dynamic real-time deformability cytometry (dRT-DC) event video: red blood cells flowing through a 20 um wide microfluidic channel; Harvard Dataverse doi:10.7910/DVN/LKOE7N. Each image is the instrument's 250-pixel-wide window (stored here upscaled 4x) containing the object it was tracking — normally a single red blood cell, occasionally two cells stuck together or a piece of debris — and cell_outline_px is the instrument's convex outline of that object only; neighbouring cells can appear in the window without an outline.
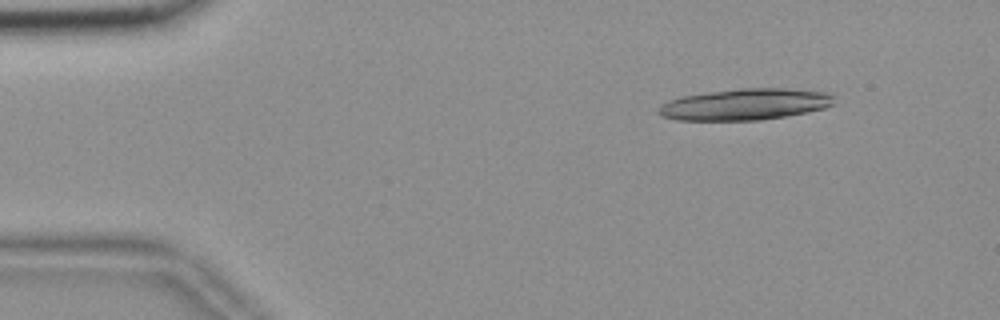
{"species": "common noctule bat (a hibernating species)", "species_latin": "Nyctalus noctula", "temperature_condition": "room temperature", "stored_images_in_passage": 22, "camera_frame_rate_fps": 3000, "um_per_image_px": 0.085, "animal": {"sex": "female", "body_mass_g": 18.4}, "frame": {"image": 1, "passage_image": 6, "time_ms": 1.667, "image_size_px": [1000, 320], "cell_outline_px": [[836, 104], [824, 108], [808, 112], [760, 120], [676, 120], [664, 116], [656, 112], [660, 104], [668, 100], [684, 96], [740, 88], [784, 88], [832, 92]], "centroid_in_image_um": [63.39, 8.86], "position_along_channel_um": 21.6, "area_um2": 32.19}}